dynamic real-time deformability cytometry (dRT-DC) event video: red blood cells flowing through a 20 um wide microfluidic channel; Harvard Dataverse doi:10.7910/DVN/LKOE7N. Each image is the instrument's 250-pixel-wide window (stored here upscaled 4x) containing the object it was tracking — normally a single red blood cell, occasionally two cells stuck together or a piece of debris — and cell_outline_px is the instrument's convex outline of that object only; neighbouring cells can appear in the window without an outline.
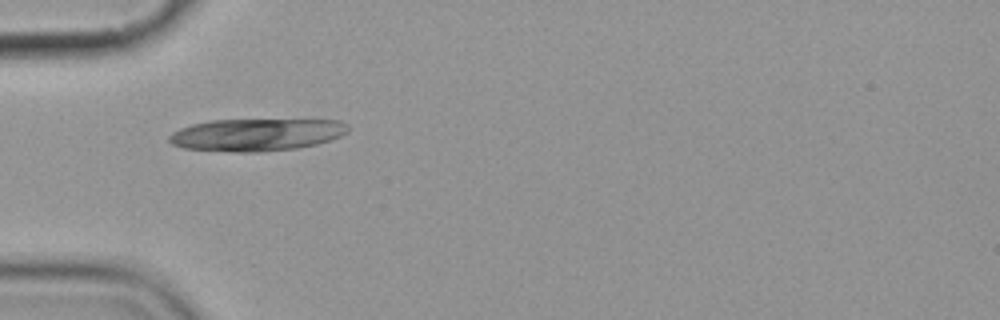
{"species": "common noctule bat (a hibernating species)", "species_latin": "Nyctalus noctula", "temperature_condition": "cold", "stored_images_in_passage": 10, "camera_frame_rate_fps": 3000, "um_per_image_px": 0.085, "animal": {"sex": "female", "body_mass_g": 19.9}, "frame": {"image": 1, "passage_image": 5, "time_ms": 5.333, "image_size_px": [1000, 320], "cell_outline_px": [[348, 132], [340, 136], [316, 144], [296, 148], [256, 152], [236, 152], [184, 148], [172, 144], [168, 140], [168, 136], [172, 132], [180, 128], [192, 124], [208, 120], [340, 120], [348, 124]], "centroid_in_image_um": [21.78, 11.44], "position_along_channel_um": 63.2, "area_um2": 33.64}}